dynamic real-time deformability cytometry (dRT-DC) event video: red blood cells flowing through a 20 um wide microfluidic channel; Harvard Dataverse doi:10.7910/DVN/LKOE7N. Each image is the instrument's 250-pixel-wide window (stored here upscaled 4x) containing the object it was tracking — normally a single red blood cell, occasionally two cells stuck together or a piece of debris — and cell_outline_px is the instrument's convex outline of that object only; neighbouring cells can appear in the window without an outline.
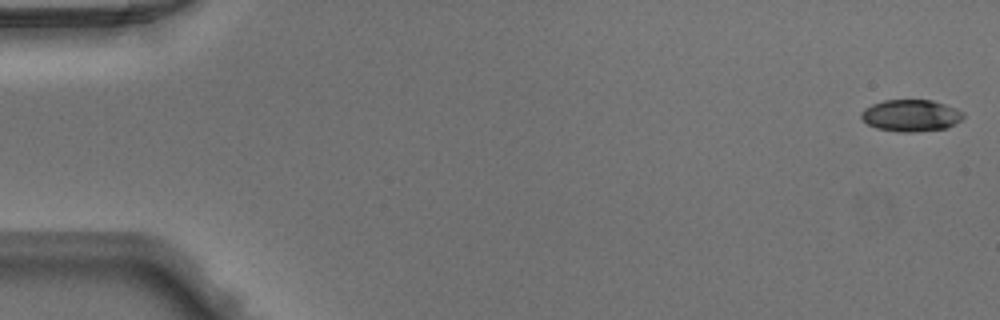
{"species": "Egyptian fruit bat (a non-hibernating species)", "species_latin": "Rousettus aegyptiacus", "temperature_condition": "warm", "stored_images_in_passage": 15, "camera_frame_rate_fps": 3000, "um_per_image_px": 0.085, "animal": {"sex": "male"}, "frame": {"image": 1, "passage_image": 1, "time_ms": 0.0, "image_size_px": [1000, 320], "cell_outline_px": [[964, 116], [960, 120], [948, 128], [916, 132], [900, 132], [876, 128], [868, 124], [860, 116], [860, 112], [864, 108], [872, 104], [884, 100], [932, 100], [956, 108], [964, 112]], "centroid_in_image_um": [77.43, 9.82], "position_along_channel_um": 7.6, "area_um2": 19.02}}